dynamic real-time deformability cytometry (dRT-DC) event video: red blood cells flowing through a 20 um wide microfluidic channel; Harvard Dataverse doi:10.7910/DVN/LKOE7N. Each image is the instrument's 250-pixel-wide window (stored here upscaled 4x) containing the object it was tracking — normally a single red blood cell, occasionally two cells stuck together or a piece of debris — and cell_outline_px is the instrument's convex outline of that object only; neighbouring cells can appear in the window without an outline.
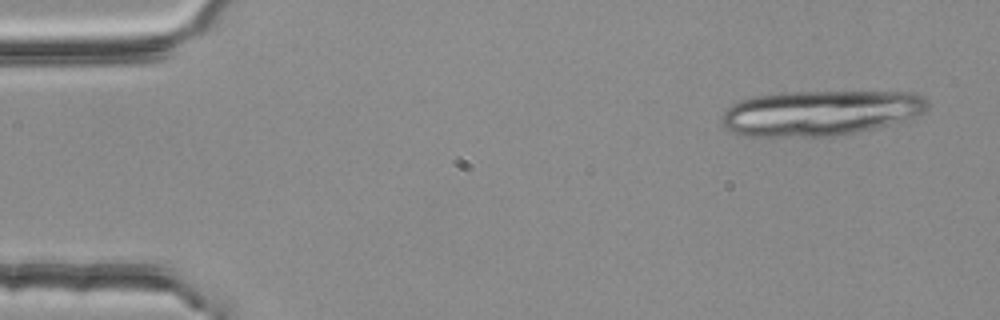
{"species": "common noctule bat (a hibernating species)", "species_latin": "Nyctalus noctula", "temperature_condition": "room temperature", "stored_images_in_passage": 5, "camera_frame_rate_fps": 3000, "um_per_image_px": 0.085, "animal": {"sex": "female", "body_mass_g": 25.1}, "frame": {"image": 1, "passage_image": 1, "time_ms": 0.0, "image_size_px": [1000, 320], "cell_outline_px": [[928, 108], [924, 112], [904, 120], [876, 128], [856, 132], [832, 136], [744, 136], [732, 132], [724, 128], [720, 120], [720, 116], [732, 104], [740, 100], [752, 96], [780, 92], [916, 92], [924, 96], [928, 100]], "centroid_in_image_um": [69.69, 9.59], "position_along_channel_um": 15.3, "area_um2": 54.62}}